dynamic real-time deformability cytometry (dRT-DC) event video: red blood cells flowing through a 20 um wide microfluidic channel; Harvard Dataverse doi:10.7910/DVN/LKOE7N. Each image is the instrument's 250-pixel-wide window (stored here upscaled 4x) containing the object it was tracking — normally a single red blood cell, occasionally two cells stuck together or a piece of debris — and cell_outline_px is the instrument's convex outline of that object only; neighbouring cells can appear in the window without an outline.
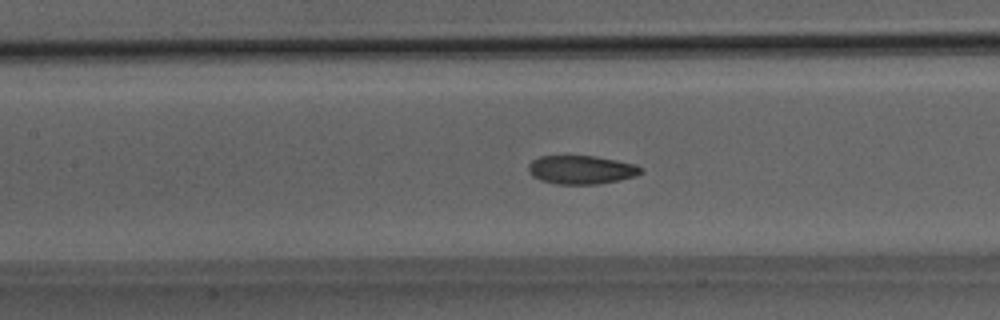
{"species": "Egyptian fruit bat (a non-hibernating species)", "species_latin": "Rousettus aegyptiacus", "temperature_condition": "room temperature", "stored_images_in_passage": 49, "camera_frame_rate_fps": 3000, "um_per_image_px": 0.085, "animal": {"sex": "male"}, "frame": {"image": 1, "passage_image": 22, "time_ms": 7.0, "image_size_px": [1000, 320], "cell_outline_px": [[644, 172], [636, 176], [620, 180], [596, 184], [556, 184], [540, 180], [532, 176], [528, 172], [528, 164], [532, 160], [540, 156], [596, 156], [636, 164], [644, 168]], "centroid_in_image_um": [49.43, 14.43], "position_along_channel_um": 158.0, "area_um2": 18.96}}
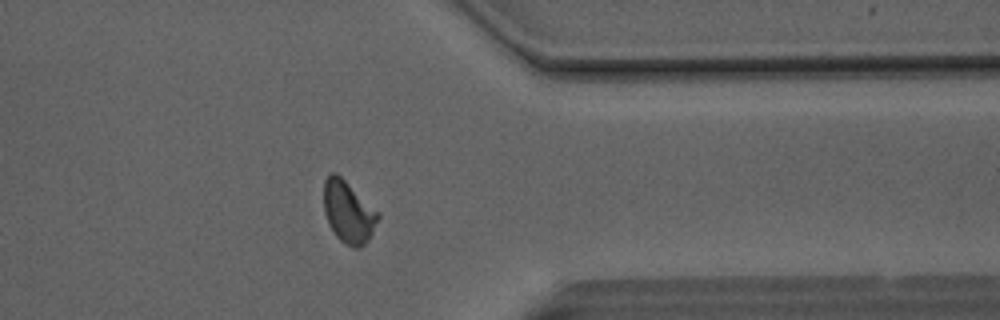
{"frame": {"image": 2, "passage_image": 39, "time_ms": 12.667, "image_size_px": [1000, 320], "cell_outline_px": [[380, 216], [368, 240], [360, 248], [352, 248], [340, 240], [336, 236], [328, 224], [324, 212], [324, 180], [328, 172], [336, 172], [380, 212]], "centroid_in_image_um": [29.6, 18.0], "position_along_channel_um": 381.8, "area_um2": 19.77}}
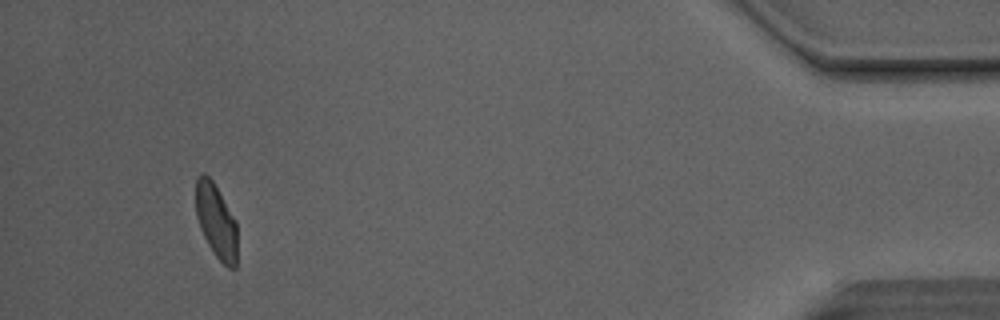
{"frame": {"image": 3, "passage_image": 46, "time_ms": 15.0, "image_size_px": [1000, 320], "cell_outline_px": [[236, 268], [228, 268], [216, 256], [208, 244], [200, 228], [196, 216], [196, 180], [200, 172], [204, 172], [212, 180], [236, 220]], "centroid_in_image_um": [18.36, 18.77], "position_along_channel_um": 416.8, "area_um2": 17.8}, "authors_computed_cell_mechanics": {"area_um2": 19.363, "velocity_mm_per_s": 4.114, "shape_relaxation_time_tau1_ms": 4.5951, "shape_relaxation_time_tau2_ms": 1.4073, "deformation_change_tau1": 0.1585, "deformation_change_tau2": 0.0713}}